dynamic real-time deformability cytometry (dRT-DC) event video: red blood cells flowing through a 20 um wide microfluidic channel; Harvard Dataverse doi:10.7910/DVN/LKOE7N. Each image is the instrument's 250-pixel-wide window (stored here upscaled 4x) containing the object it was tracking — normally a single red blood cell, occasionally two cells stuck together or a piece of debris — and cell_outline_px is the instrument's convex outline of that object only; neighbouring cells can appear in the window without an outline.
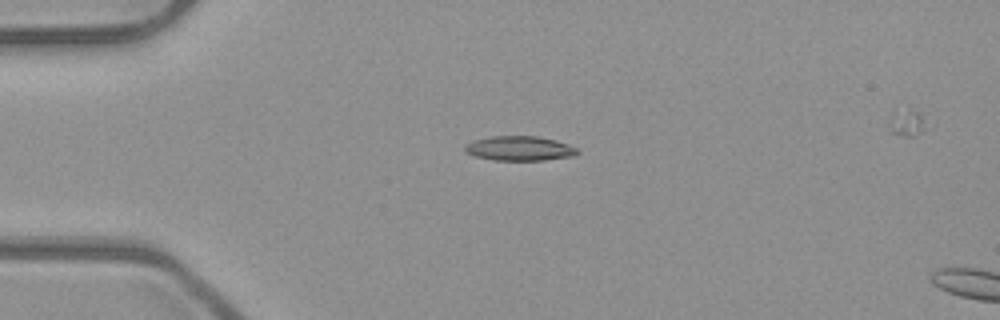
{"species": "common noctule bat (a hibernating species)", "species_latin": "Nyctalus noctula", "temperature_condition": "room temperature", "stored_images_in_passage": 5, "camera_frame_rate_fps": 3000, "um_per_image_px": 0.085, "animal": {"sex": "male", "body_mass_g": 23.1, "forearm_length_mm": 52.7}, "frame": {"image": 1, "passage_image": 3, "time_ms": 0.667, "image_size_px": [1000, 320], "cell_outline_px": [[580, 152], [572, 156], [544, 160], [496, 160], [476, 156], [464, 152], [464, 144], [472, 140], [492, 136], [536, 136], [556, 140], [568, 144], [576, 148]], "centroid_in_image_um": [44.13, 12.61], "position_along_channel_um": 40.9, "area_um2": 16.13}}